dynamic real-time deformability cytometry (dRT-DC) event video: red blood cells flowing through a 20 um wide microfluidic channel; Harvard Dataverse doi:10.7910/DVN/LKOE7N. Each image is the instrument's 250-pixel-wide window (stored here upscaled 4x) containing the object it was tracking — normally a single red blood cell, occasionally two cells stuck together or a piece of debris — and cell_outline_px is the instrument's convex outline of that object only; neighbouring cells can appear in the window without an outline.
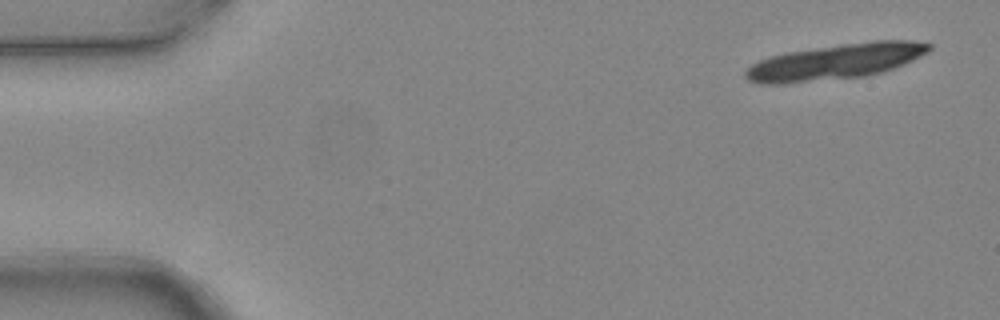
{"species": "common noctule bat (a hibernating species)", "species_latin": "Nyctalus noctula", "temperature_condition": "warm", "stored_images_in_passage": 2, "camera_frame_rate_fps": 3000, "um_per_image_px": 0.085, "animal": {"sex": "female", "body_mass_g": 24.6, "forearm_length_mm": 56.2}, "frame": {"image": 1, "passage_image": 1, "time_ms": 0.0, "image_size_px": [1000, 320], "cell_outline_px": [[932, 48], [928, 52], [904, 64], [868, 76], [780, 84], [760, 84], [748, 80], [744, 76], [744, 72], [752, 64], [760, 60], [772, 56], [788, 52], [840, 44], [876, 40], [912, 40], [932, 44]], "centroid_in_image_um": [71.03, 5.24], "position_along_channel_um": 14.0, "area_um2": 37.86}}